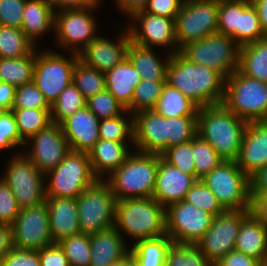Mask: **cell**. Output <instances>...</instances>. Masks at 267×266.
<instances>
[{
	"label": "cell",
	"instance_id": "cell-1",
	"mask_svg": "<svg viewBox=\"0 0 267 266\" xmlns=\"http://www.w3.org/2000/svg\"><path fill=\"white\" fill-rule=\"evenodd\" d=\"M166 83L199 107L223 102L225 78L214 69L193 64L179 52L170 57Z\"/></svg>",
	"mask_w": 267,
	"mask_h": 266
},
{
	"label": "cell",
	"instance_id": "cell-2",
	"mask_svg": "<svg viewBox=\"0 0 267 266\" xmlns=\"http://www.w3.org/2000/svg\"><path fill=\"white\" fill-rule=\"evenodd\" d=\"M248 122L222 103L200 107L197 135L207 141L225 161H236Z\"/></svg>",
	"mask_w": 267,
	"mask_h": 266
},
{
	"label": "cell",
	"instance_id": "cell-3",
	"mask_svg": "<svg viewBox=\"0 0 267 266\" xmlns=\"http://www.w3.org/2000/svg\"><path fill=\"white\" fill-rule=\"evenodd\" d=\"M114 226L125 240L129 236L132 245L140 240L164 236L165 208L153 197L116 201Z\"/></svg>",
	"mask_w": 267,
	"mask_h": 266
},
{
	"label": "cell",
	"instance_id": "cell-4",
	"mask_svg": "<svg viewBox=\"0 0 267 266\" xmlns=\"http://www.w3.org/2000/svg\"><path fill=\"white\" fill-rule=\"evenodd\" d=\"M161 157L134 150L118 169L104 179L116 200L152 197Z\"/></svg>",
	"mask_w": 267,
	"mask_h": 266
},
{
	"label": "cell",
	"instance_id": "cell-5",
	"mask_svg": "<svg viewBox=\"0 0 267 266\" xmlns=\"http://www.w3.org/2000/svg\"><path fill=\"white\" fill-rule=\"evenodd\" d=\"M222 104L248 123L267 120V82L236 70L225 79Z\"/></svg>",
	"mask_w": 267,
	"mask_h": 266
},
{
	"label": "cell",
	"instance_id": "cell-6",
	"mask_svg": "<svg viewBox=\"0 0 267 266\" xmlns=\"http://www.w3.org/2000/svg\"><path fill=\"white\" fill-rule=\"evenodd\" d=\"M97 180L89 155L70 150L56 168L45 174V197L76 199Z\"/></svg>",
	"mask_w": 267,
	"mask_h": 266
},
{
	"label": "cell",
	"instance_id": "cell-7",
	"mask_svg": "<svg viewBox=\"0 0 267 266\" xmlns=\"http://www.w3.org/2000/svg\"><path fill=\"white\" fill-rule=\"evenodd\" d=\"M240 45L230 36L214 33L184 44L179 53L195 65L220 73L225 79L238 70Z\"/></svg>",
	"mask_w": 267,
	"mask_h": 266
},
{
	"label": "cell",
	"instance_id": "cell-8",
	"mask_svg": "<svg viewBox=\"0 0 267 266\" xmlns=\"http://www.w3.org/2000/svg\"><path fill=\"white\" fill-rule=\"evenodd\" d=\"M45 49V50H44ZM36 47L33 83L51 105L61 92L73 82V72L79 55ZM67 55V57H66Z\"/></svg>",
	"mask_w": 267,
	"mask_h": 266
},
{
	"label": "cell",
	"instance_id": "cell-9",
	"mask_svg": "<svg viewBox=\"0 0 267 266\" xmlns=\"http://www.w3.org/2000/svg\"><path fill=\"white\" fill-rule=\"evenodd\" d=\"M10 154L1 179L12 190L20 209L34 207L45 202V174L18 150Z\"/></svg>",
	"mask_w": 267,
	"mask_h": 266
},
{
	"label": "cell",
	"instance_id": "cell-10",
	"mask_svg": "<svg viewBox=\"0 0 267 266\" xmlns=\"http://www.w3.org/2000/svg\"><path fill=\"white\" fill-rule=\"evenodd\" d=\"M101 4L83 9L55 11L54 42L62 51L79 54L100 33L94 14ZM95 12V13H93Z\"/></svg>",
	"mask_w": 267,
	"mask_h": 266
},
{
	"label": "cell",
	"instance_id": "cell-11",
	"mask_svg": "<svg viewBox=\"0 0 267 266\" xmlns=\"http://www.w3.org/2000/svg\"><path fill=\"white\" fill-rule=\"evenodd\" d=\"M201 180L225 210H250V178L236 161L223 160Z\"/></svg>",
	"mask_w": 267,
	"mask_h": 266
},
{
	"label": "cell",
	"instance_id": "cell-12",
	"mask_svg": "<svg viewBox=\"0 0 267 266\" xmlns=\"http://www.w3.org/2000/svg\"><path fill=\"white\" fill-rule=\"evenodd\" d=\"M116 198L110 185L98 179L77 198L81 233L91 235L115 225Z\"/></svg>",
	"mask_w": 267,
	"mask_h": 266
},
{
	"label": "cell",
	"instance_id": "cell-13",
	"mask_svg": "<svg viewBox=\"0 0 267 266\" xmlns=\"http://www.w3.org/2000/svg\"><path fill=\"white\" fill-rule=\"evenodd\" d=\"M219 0H184L175 17L178 47L218 32Z\"/></svg>",
	"mask_w": 267,
	"mask_h": 266
},
{
	"label": "cell",
	"instance_id": "cell-14",
	"mask_svg": "<svg viewBox=\"0 0 267 266\" xmlns=\"http://www.w3.org/2000/svg\"><path fill=\"white\" fill-rule=\"evenodd\" d=\"M129 19L131 20H128L126 27L130 40L135 44L147 48L168 49L166 53L171 55L179 52L174 18L156 16L140 10L133 13Z\"/></svg>",
	"mask_w": 267,
	"mask_h": 266
},
{
	"label": "cell",
	"instance_id": "cell-15",
	"mask_svg": "<svg viewBox=\"0 0 267 266\" xmlns=\"http://www.w3.org/2000/svg\"><path fill=\"white\" fill-rule=\"evenodd\" d=\"M214 215L186 201L165 208L166 234L177 244H194L210 228Z\"/></svg>",
	"mask_w": 267,
	"mask_h": 266
},
{
	"label": "cell",
	"instance_id": "cell-16",
	"mask_svg": "<svg viewBox=\"0 0 267 266\" xmlns=\"http://www.w3.org/2000/svg\"><path fill=\"white\" fill-rule=\"evenodd\" d=\"M250 213V210H226L213 217L210 228L196 244L208 260L215 264L234 250L241 222Z\"/></svg>",
	"mask_w": 267,
	"mask_h": 266
},
{
	"label": "cell",
	"instance_id": "cell-17",
	"mask_svg": "<svg viewBox=\"0 0 267 266\" xmlns=\"http://www.w3.org/2000/svg\"><path fill=\"white\" fill-rule=\"evenodd\" d=\"M11 229L14 248L37 251L54 244L46 202L20 209Z\"/></svg>",
	"mask_w": 267,
	"mask_h": 266
},
{
	"label": "cell",
	"instance_id": "cell-18",
	"mask_svg": "<svg viewBox=\"0 0 267 266\" xmlns=\"http://www.w3.org/2000/svg\"><path fill=\"white\" fill-rule=\"evenodd\" d=\"M69 151L70 147L61 124L54 122L25 141L22 150L35 167L44 174L56 168Z\"/></svg>",
	"mask_w": 267,
	"mask_h": 266
},
{
	"label": "cell",
	"instance_id": "cell-19",
	"mask_svg": "<svg viewBox=\"0 0 267 266\" xmlns=\"http://www.w3.org/2000/svg\"><path fill=\"white\" fill-rule=\"evenodd\" d=\"M115 24L113 28L117 32V38L112 40L100 34L78 54L79 60L86 66L106 73L127 58V49L131 41L128 29L126 25Z\"/></svg>",
	"mask_w": 267,
	"mask_h": 266
},
{
	"label": "cell",
	"instance_id": "cell-20",
	"mask_svg": "<svg viewBox=\"0 0 267 266\" xmlns=\"http://www.w3.org/2000/svg\"><path fill=\"white\" fill-rule=\"evenodd\" d=\"M133 128L134 150L159 155L167 150L166 118L154 109L134 114Z\"/></svg>",
	"mask_w": 267,
	"mask_h": 266
},
{
	"label": "cell",
	"instance_id": "cell-21",
	"mask_svg": "<svg viewBox=\"0 0 267 266\" xmlns=\"http://www.w3.org/2000/svg\"><path fill=\"white\" fill-rule=\"evenodd\" d=\"M236 163L249 178L267 165V120L247 124Z\"/></svg>",
	"mask_w": 267,
	"mask_h": 266
},
{
	"label": "cell",
	"instance_id": "cell-22",
	"mask_svg": "<svg viewBox=\"0 0 267 266\" xmlns=\"http://www.w3.org/2000/svg\"><path fill=\"white\" fill-rule=\"evenodd\" d=\"M196 180V175L182 173L161 157L152 197L167 208L171 204L183 201Z\"/></svg>",
	"mask_w": 267,
	"mask_h": 266
},
{
	"label": "cell",
	"instance_id": "cell-23",
	"mask_svg": "<svg viewBox=\"0 0 267 266\" xmlns=\"http://www.w3.org/2000/svg\"><path fill=\"white\" fill-rule=\"evenodd\" d=\"M99 122L86 106L65 119L61 126L70 150L88 154L99 140Z\"/></svg>",
	"mask_w": 267,
	"mask_h": 266
},
{
	"label": "cell",
	"instance_id": "cell-24",
	"mask_svg": "<svg viewBox=\"0 0 267 266\" xmlns=\"http://www.w3.org/2000/svg\"><path fill=\"white\" fill-rule=\"evenodd\" d=\"M133 151L134 142L99 139L88 153L93 174L104 180L118 169Z\"/></svg>",
	"mask_w": 267,
	"mask_h": 266
},
{
	"label": "cell",
	"instance_id": "cell-25",
	"mask_svg": "<svg viewBox=\"0 0 267 266\" xmlns=\"http://www.w3.org/2000/svg\"><path fill=\"white\" fill-rule=\"evenodd\" d=\"M50 233L54 243L81 233L76 199L46 197Z\"/></svg>",
	"mask_w": 267,
	"mask_h": 266
},
{
	"label": "cell",
	"instance_id": "cell-26",
	"mask_svg": "<svg viewBox=\"0 0 267 266\" xmlns=\"http://www.w3.org/2000/svg\"><path fill=\"white\" fill-rule=\"evenodd\" d=\"M90 244V266H108L130 252L129 244L115 226L91 234Z\"/></svg>",
	"mask_w": 267,
	"mask_h": 266
},
{
	"label": "cell",
	"instance_id": "cell-27",
	"mask_svg": "<svg viewBox=\"0 0 267 266\" xmlns=\"http://www.w3.org/2000/svg\"><path fill=\"white\" fill-rule=\"evenodd\" d=\"M54 23L55 9L49 0H26L21 29L37 48L41 38L54 34Z\"/></svg>",
	"mask_w": 267,
	"mask_h": 266
},
{
	"label": "cell",
	"instance_id": "cell-28",
	"mask_svg": "<svg viewBox=\"0 0 267 266\" xmlns=\"http://www.w3.org/2000/svg\"><path fill=\"white\" fill-rule=\"evenodd\" d=\"M155 51V48L139 46L132 41L128 45L127 59L140 74L141 80L166 81L171 54L165 53V57Z\"/></svg>",
	"mask_w": 267,
	"mask_h": 266
},
{
	"label": "cell",
	"instance_id": "cell-29",
	"mask_svg": "<svg viewBox=\"0 0 267 266\" xmlns=\"http://www.w3.org/2000/svg\"><path fill=\"white\" fill-rule=\"evenodd\" d=\"M104 75L106 89L127 109L131 105L134 89L141 82L140 74L130 61L125 58Z\"/></svg>",
	"mask_w": 267,
	"mask_h": 266
},
{
	"label": "cell",
	"instance_id": "cell-30",
	"mask_svg": "<svg viewBox=\"0 0 267 266\" xmlns=\"http://www.w3.org/2000/svg\"><path fill=\"white\" fill-rule=\"evenodd\" d=\"M234 249L267 260V229L251 213L241 222Z\"/></svg>",
	"mask_w": 267,
	"mask_h": 266
},
{
	"label": "cell",
	"instance_id": "cell-31",
	"mask_svg": "<svg viewBox=\"0 0 267 266\" xmlns=\"http://www.w3.org/2000/svg\"><path fill=\"white\" fill-rule=\"evenodd\" d=\"M238 70L246 76L267 82V35L240 46Z\"/></svg>",
	"mask_w": 267,
	"mask_h": 266
},
{
	"label": "cell",
	"instance_id": "cell-32",
	"mask_svg": "<svg viewBox=\"0 0 267 266\" xmlns=\"http://www.w3.org/2000/svg\"><path fill=\"white\" fill-rule=\"evenodd\" d=\"M200 107L165 82L154 110L165 118L198 116Z\"/></svg>",
	"mask_w": 267,
	"mask_h": 266
},
{
	"label": "cell",
	"instance_id": "cell-33",
	"mask_svg": "<svg viewBox=\"0 0 267 266\" xmlns=\"http://www.w3.org/2000/svg\"><path fill=\"white\" fill-rule=\"evenodd\" d=\"M172 239L164 236L137 241L130 245V254L140 266H165L166 254L172 245Z\"/></svg>",
	"mask_w": 267,
	"mask_h": 266
},
{
	"label": "cell",
	"instance_id": "cell-34",
	"mask_svg": "<svg viewBox=\"0 0 267 266\" xmlns=\"http://www.w3.org/2000/svg\"><path fill=\"white\" fill-rule=\"evenodd\" d=\"M36 48L20 58H0V82L9 83L15 87L33 81Z\"/></svg>",
	"mask_w": 267,
	"mask_h": 266
},
{
	"label": "cell",
	"instance_id": "cell-35",
	"mask_svg": "<svg viewBox=\"0 0 267 266\" xmlns=\"http://www.w3.org/2000/svg\"><path fill=\"white\" fill-rule=\"evenodd\" d=\"M35 48L21 28L0 25V58L24 57Z\"/></svg>",
	"mask_w": 267,
	"mask_h": 266
},
{
	"label": "cell",
	"instance_id": "cell-36",
	"mask_svg": "<svg viewBox=\"0 0 267 266\" xmlns=\"http://www.w3.org/2000/svg\"><path fill=\"white\" fill-rule=\"evenodd\" d=\"M261 29L256 8L250 0H239L237 43L242 46L265 37Z\"/></svg>",
	"mask_w": 267,
	"mask_h": 266
},
{
	"label": "cell",
	"instance_id": "cell-37",
	"mask_svg": "<svg viewBox=\"0 0 267 266\" xmlns=\"http://www.w3.org/2000/svg\"><path fill=\"white\" fill-rule=\"evenodd\" d=\"M20 137L27 141L31 136L52 123L51 109H11Z\"/></svg>",
	"mask_w": 267,
	"mask_h": 266
},
{
	"label": "cell",
	"instance_id": "cell-38",
	"mask_svg": "<svg viewBox=\"0 0 267 266\" xmlns=\"http://www.w3.org/2000/svg\"><path fill=\"white\" fill-rule=\"evenodd\" d=\"M99 139L134 142L133 115L125 110L115 118L100 120Z\"/></svg>",
	"mask_w": 267,
	"mask_h": 266
},
{
	"label": "cell",
	"instance_id": "cell-39",
	"mask_svg": "<svg viewBox=\"0 0 267 266\" xmlns=\"http://www.w3.org/2000/svg\"><path fill=\"white\" fill-rule=\"evenodd\" d=\"M85 106L86 99L72 82L51 104V120L54 123L61 124L69 116Z\"/></svg>",
	"mask_w": 267,
	"mask_h": 266
},
{
	"label": "cell",
	"instance_id": "cell-40",
	"mask_svg": "<svg viewBox=\"0 0 267 266\" xmlns=\"http://www.w3.org/2000/svg\"><path fill=\"white\" fill-rule=\"evenodd\" d=\"M73 83L86 100L106 89L104 73L80 60L74 66Z\"/></svg>",
	"mask_w": 267,
	"mask_h": 266
},
{
	"label": "cell",
	"instance_id": "cell-41",
	"mask_svg": "<svg viewBox=\"0 0 267 266\" xmlns=\"http://www.w3.org/2000/svg\"><path fill=\"white\" fill-rule=\"evenodd\" d=\"M165 266H214L197 245L172 243L169 247Z\"/></svg>",
	"mask_w": 267,
	"mask_h": 266
},
{
	"label": "cell",
	"instance_id": "cell-42",
	"mask_svg": "<svg viewBox=\"0 0 267 266\" xmlns=\"http://www.w3.org/2000/svg\"><path fill=\"white\" fill-rule=\"evenodd\" d=\"M166 81L141 80L134 89L131 105L126 109L132 115L154 109Z\"/></svg>",
	"mask_w": 267,
	"mask_h": 266
},
{
	"label": "cell",
	"instance_id": "cell-43",
	"mask_svg": "<svg viewBox=\"0 0 267 266\" xmlns=\"http://www.w3.org/2000/svg\"><path fill=\"white\" fill-rule=\"evenodd\" d=\"M64 250L70 266H90V235L79 233L58 242Z\"/></svg>",
	"mask_w": 267,
	"mask_h": 266
},
{
	"label": "cell",
	"instance_id": "cell-44",
	"mask_svg": "<svg viewBox=\"0 0 267 266\" xmlns=\"http://www.w3.org/2000/svg\"><path fill=\"white\" fill-rule=\"evenodd\" d=\"M193 160L197 180L204 178L223 161L214 148L199 135L193 138Z\"/></svg>",
	"mask_w": 267,
	"mask_h": 266
},
{
	"label": "cell",
	"instance_id": "cell-45",
	"mask_svg": "<svg viewBox=\"0 0 267 266\" xmlns=\"http://www.w3.org/2000/svg\"><path fill=\"white\" fill-rule=\"evenodd\" d=\"M167 149L192 140L197 135V116L166 118Z\"/></svg>",
	"mask_w": 267,
	"mask_h": 266
},
{
	"label": "cell",
	"instance_id": "cell-46",
	"mask_svg": "<svg viewBox=\"0 0 267 266\" xmlns=\"http://www.w3.org/2000/svg\"><path fill=\"white\" fill-rule=\"evenodd\" d=\"M184 201L214 216L223 214L226 211L202 180H196L186 194Z\"/></svg>",
	"mask_w": 267,
	"mask_h": 266
},
{
	"label": "cell",
	"instance_id": "cell-47",
	"mask_svg": "<svg viewBox=\"0 0 267 266\" xmlns=\"http://www.w3.org/2000/svg\"><path fill=\"white\" fill-rule=\"evenodd\" d=\"M86 107L92 111L99 120L115 118L126 110L107 89L88 98L86 100Z\"/></svg>",
	"mask_w": 267,
	"mask_h": 266
},
{
	"label": "cell",
	"instance_id": "cell-48",
	"mask_svg": "<svg viewBox=\"0 0 267 266\" xmlns=\"http://www.w3.org/2000/svg\"><path fill=\"white\" fill-rule=\"evenodd\" d=\"M162 158L170 165L179 169L187 175H196L195 164L193 160V139L176 146L169 147Z\"/></svg>",
	"mask_w": 267,
	"mask_h": 266
},
{
	"label": "cell",
	"instance_id": "cell-49",
	"mask_svg": "<svg viewBox=\"0 0 267 266\" xmlns=\"http://www.w3.org/2000/svg\"><path fill=\"white\" fill-rule=\"evenodd\" d=\"M239 0H219L218 33L230 36L237 42Z\"/></svg>",
	"mask_w": 267,
	"mask_h": 266
},
{
	"label": "cell",
	"instance_id": "cell-50",
	"mask_svg": "<svg viewBox=\"0 0 267 266\" xmlns=\"http://www.w3.org/2000/svg\"><path fill=\"white\" fill-rule=\"evenodd\" d=\"M24 145L25 141L20 137L12 111L0 112V152L21 149V146L23 150Z\"/></svg>",
	"mask_w": 267,
	"mask_h": 266
},
{
	"label": "cell",
	"instance_id": "cell-51",
	"mask_svg": "<svg viewBox=\"0 0 267 266\" xmlns=\"http://www.w3.org/2000/svg\"><path fill=\"white\" fill-rule=\"evenodd\" d=\"M51 109L41 91L33 82L16 87L12 109Z\"/></svg>",
	"mask_w": 267,
	"mask_h": 266
},
{
	"label": "cell",
	"instance_id": "cell-52",
	"mask_svg": "<svg viewBox=\"0 0 267 266\" xmlns=\"http://www.w3.org/2000/svg\"><path fill=\"white\" fill-rule=\"evenodd\" d=\"M19 212L20 208L12 190L0 178V223L12 225Z\"/></svg>",
	"mask_w": 267,
	"mask_h": 266
},
{
	"label": "cell",
	"instance_id": "cell-53",
	"mask_svg": "<svg viewBox=\"0 0 267 266\" xmlns=\"http://www.w3.org/2000/svg\"><path fill=\"white\" fill-rule=\"evenodd\" d=\"M26 0H0V25L22 27Z\"/></svg>",
	"mask_w": 267,
	"mask_h": 266
},
{
	"label": "cell",
	"instance_id": "cell-54",
	"mask_svg": "<svg viewBox=\"0 0 267 266\" xmlns=\"http://www.w3.org/2000/svg\"><path fill=\"white\" fill-rule=\"evenodd\" d=\"M0 266H41L38 250L12 247L2 258Z\"/></svg>",
	"mask_w": 267,
	"mask_h": 266
},
{
	"label": "cell",
	"instance_id": "cell-55",
	"mask_svg": "<svg viewBox=\"0 0 267 266\" xmlns=\"http://www.w3.org/2000/svg\"><path fill=\"white\" fill-rule=\"evenodd\" d=\"M183 1L184 0H149L144 11L152 15L175 19Z\"/></svg>",
	"mask_w": 267,
	"mask_h": 266
},
{
	"label": "cell",
	"instance_id": "cell-56",
	"mask_svg": "<svg viewBox=\"0 0 267 266\" xmlns=\"http://www.w3.org/2000/svg\"><path fill=\"white\" fill-rule=\"evenodd\" d=\"M41 266H70L64 250L58 243L38 250Z\"/></svg>",
	"mask_w": 267,
	"mask_h": 266
},
{
	"label": "cell",
	"instance_id": "cell-57",
	"mask_svg": "<svg viewBox=\"0 0 267 266\" xmlns=\"http://www.w3.org/2000/svg\"><path fill=\"white\" fill-rule=\"evenodd\" d=\"M260 261L237 250L223 256L214 266H257Z\"/></svg>",
	"mask_w": 267,
	"mask_h": 266
},
{
	"label": "cell",
	"instance_id": "cell-58",
	"mask_svg": "<svg viewBox=\"0 0 267 266\" xmlns=\"http://www.w3.org/2000/svg\"><path fill=\"white\" fill-rule=\"evenodd\" d=\"M251 214L267 229V193H250Z\"/></svg>",
	"mask_w": 267,
	"mask_h": 266
},
{
	"label": "cell",
	"instance_id": "cell-59",
	"mask_svg": "<svg viewBox=\"0 0 267 266\" xmlns=\"http://www.w3.org/2000/svg\"><path fill=\"white\" fill-rule=\"evenodd\" d=\"M55 11L83 9L101 4L102 0H49Z\"/></svg>",
	"mask_w": 267,
	"mask_h": 266
},
{
	"label": "cell",
	"instance_id": "cell-60",
	"mask_svg": "<svg viewBox=\"0 0 267 266\" xmlns=\"http://www.w3.org/2000/svg\"><path fill=\"white\" fill-rule=\"evenodd\" d=\"M149 0H115L114 6L119 10V13L130 17L133 13L144 10Z\"/></svg>",
	"mask_w": 267,
	"mask_h": 266
},
{
	"label": "cell",
	"instance_id": "cell-61",
	"mask_svg": "<svg viewBox=\"0 0 267 266\" xmlns=\"http://www.w3.org/2000/svg\"><path fill=\"white\" fill-rule=\"evenodd\" d=\"M15 93V86L9 83L0 82V112L12 109Z\"/></svg>",
	"mask_w": 267,
	"mask_h": 266
},
{
	"label": "cell",
	"instance_id": "cell-62",
	"mask_svg": "<svg viewBox=\"0 0 267 266\" xmlns=\"http://www.w3.org/2000/svg\"><path fill=\"white\" fill-rule=\"evenodd\" d=\"M250 193H267V165L250 177Z\"/></svg>",
	"mask_w": 267,
	"mask_h": 266
},
{
	"label": "cell",
	"instance_id": "cell-63",
	"mask_svg": "<svg viewBox=\"0 0 267 266\" xmlns=\"http://www.w3.org/2000/svg\"><path fill=\"white\" fill-rule=\"evenodd\" d=\"M13 247L11 225L0 223V264L4 255Z\"/></svg>",
	"mask_w": 267,
	"mask_h": 266
},
{
	"label": "cell",
	"instance_id": "cell-64",
	"mask_svg": "<svg viewBox=\"0 0 267 266\" xmlns=\"http://www.w3.org/2000/svg\"><path fill=\"white\" fill-rule=\"evenodd\" d=\"M256 8L261 29L267 35V0H250Z\"/></svg>",
	"mask_w": 267,
	"mask_h": 266
},
{
	"label": "cell",
	"instance_id": "cell-65",
	"mask_svg": "<svg viewBox=\"0 0 267 266\" xmlns=\"http://www.w3.org/2000/svg\"><path fill=\"white\" fill-rule=\"evenodd\" d=\"M124 266H140L130 252L124 257Z\"/></svg>",
	"mask_w": 267,
	"mask_h": 266
},
{
	"label": "cell",
	"instance_id": "cell-66",
	"mask_svg": "<svg viewBox=\"0 0 267 266\" xmlns=\"http://www.w3.org/2000/svg\"><path fill=\"white\" fill-rule=\"evenodd\" d=\"M108 266H124V258L120 259L118 261H115V262L109 264Z\"/></svg>",
	"mask_w": 267,
	"mask_h": 266
},
{
	"label": "cell",
	"instance_id": "cell-67",
	"mask_svg": "<svg viewBox=\"0 0 267 266\" xmlns=\"http://www.w3.org/2000/svg\"><path fill=\"white\" fill-rule=\"evenodd\" d=\"M257 266H267V260L260 261Z\"/></svg>",
	"mask_w": 267,
	"mask_h": 266
}]
</instances>
